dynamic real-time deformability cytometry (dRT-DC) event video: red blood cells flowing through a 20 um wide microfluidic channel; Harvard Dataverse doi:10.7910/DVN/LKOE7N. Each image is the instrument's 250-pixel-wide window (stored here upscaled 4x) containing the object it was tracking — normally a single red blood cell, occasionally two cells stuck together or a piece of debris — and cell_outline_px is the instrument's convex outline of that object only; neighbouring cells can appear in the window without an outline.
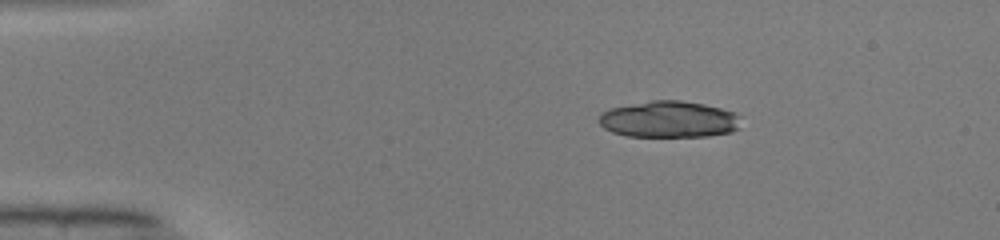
{"species": "common noctule bat (a hibernating species)", "species_latin": "Nyctalus noctula", "temperature_condition": "warm", "stored_images_in_passage": 41, "camera_frame_rate_fps": 3000, "um_per_image_px": 0.085, "animal": {"sex": "male", "body_mass_g": 19.0, "forearm_length_mm": 50.8}, "frame": {"image": 1, "passage_image": 1, "time_ms": 0.0, "image_size_px": [1000, 240], "cell_outline_px": [[740, 116], [736, 128], [732, 132], [708, 136], [628, 136], [612, 132], [604, 128], [600, 124], [600, 112], [608, 108], [648, 100], [680, 100], [704, 104], [720, 108], [732, 112]], "centroid_in_image_um": [56.81, 10.13], "position_along_channel_um": 28.2, "area_um2": 30.17}, "authors_computed_cell_mechanics": {"area_um2": 20.23, "velocity_mm_per_s": 4.0987, "shape_relaxation_time_tau1_ms": 7.0161, "shape_relaxation_time_tau2_ms": 1.7741, "deformation_change_tau1": 0.2653, "deformation_change_tau2": 0.0599}}